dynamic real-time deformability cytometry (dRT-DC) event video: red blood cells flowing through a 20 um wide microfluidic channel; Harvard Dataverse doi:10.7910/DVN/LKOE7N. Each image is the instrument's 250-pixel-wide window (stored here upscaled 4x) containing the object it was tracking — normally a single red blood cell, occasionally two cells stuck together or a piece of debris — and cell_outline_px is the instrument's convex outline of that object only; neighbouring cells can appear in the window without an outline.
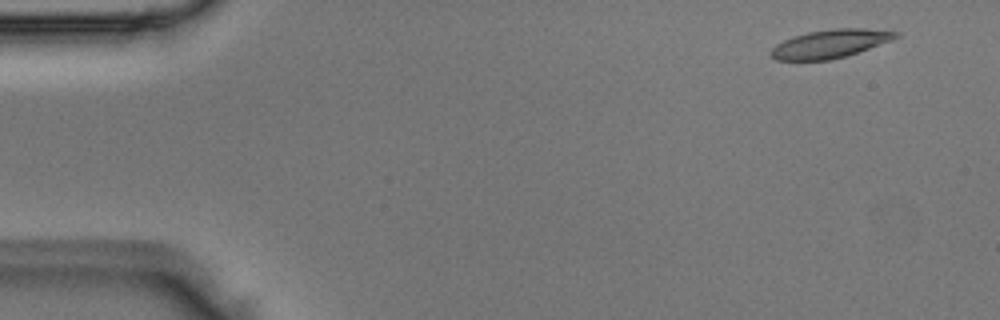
{"species": "Egyptian fruit bat (a non-hibernating species)", "species_latin": "Rousettus aegyptiacus", "temperature_condition": "room temperature", "stored_images_in_passage": 4, "camera_frame_rate_fps": 3000, "um_per_image_px": 0.085, "animal": {"sex": "male"}, "frame": {"image": 1, "passage_image": 1, "time_ms": 0.0, "image_size_px": [1000, 320], "cell_outline_px": [[900, 36], [892, 40], [848, 56], [828, 60], [776, 60], [768, 52], [776, 44], [784, 40], [808, 32], [832, 28], [864, 28], [900, 32]], "centroid_in_image_um": [70.59, 3.72], "position_along_channel_um": 14.4, "area_um2": 20.69}}